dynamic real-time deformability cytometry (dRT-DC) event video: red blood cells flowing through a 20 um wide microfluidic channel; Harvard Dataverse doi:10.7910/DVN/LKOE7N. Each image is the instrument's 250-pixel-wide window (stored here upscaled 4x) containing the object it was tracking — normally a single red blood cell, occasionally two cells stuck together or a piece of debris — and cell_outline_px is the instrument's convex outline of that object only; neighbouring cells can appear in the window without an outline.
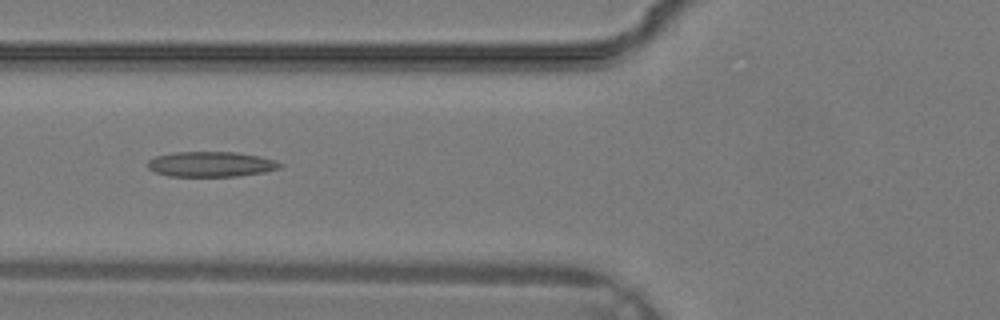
{"species": "common noctule bat (a hibernating species)", "species_latin": "Nyctalus noctula", "temperature_condition": "warm", "stored_images_in_passage": 35, "camera_frame_rate_fps": 3000, "um_per_image_px": 0.085, "animal": {"sex": "male", "body_mass_g": 19.2, "forearm_length_mm": 51.8}, "frame": {"image": 1, "passage_image": 14, "time_ms": 4.333, "image_size_px": [1000, 320], "cell_outline_px": [[284, 164], [280, 168], [264, 172], [236, 176], [168, 176], [156, 172], [148, 168], [148, 160], [156, 156], [176, 152], [236, 152], [260, 156], [276, 160]], "centroid_in_image_um": [17.96, 13.95], "position_along_channel_um": 107.8, "area_um2": 19.42}}
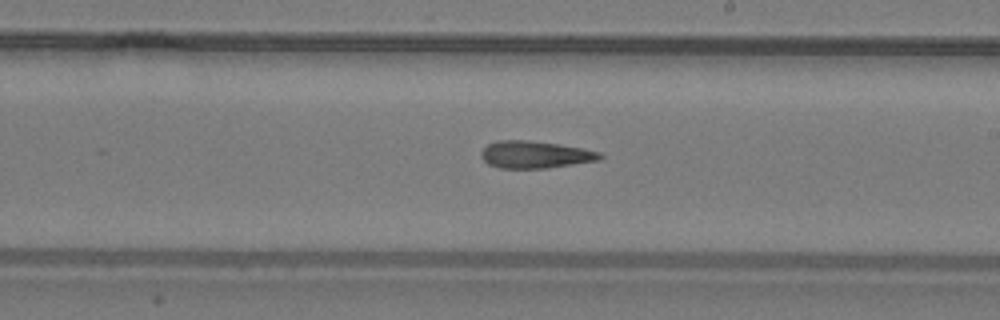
{"frame": {"image": 2, "passage_image": 21, "time_ms": 6.667, "image_size_px": [1000, 320], "cell_outline_px": [[604, 156], [600, 160], [544, 168], [500, 168], [488, 164], [480, 156], [480, 152], [488, 144], [496, 140], [524, 140], [560, 144], [584, 148], [600, 152]], "centroid_in_image_um": [45.48, 13.13], "position_along_channel_um": 243.5, "area_um2": 18.84}}
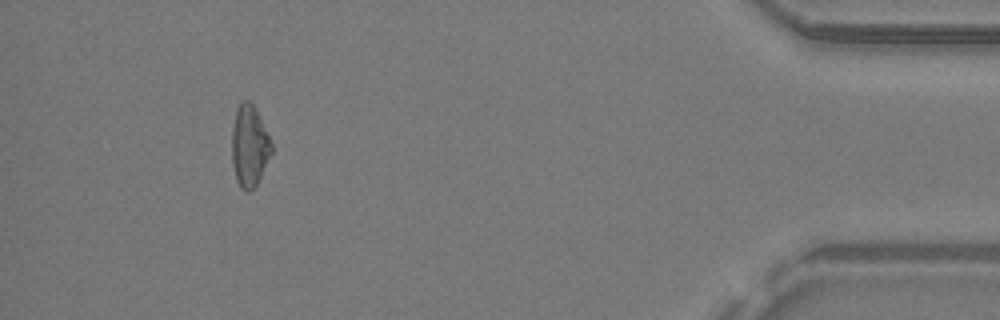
{"frame": {"image": 3, "passage_image": 33, "time_ms": 10.667, "image_size_px": [1000, 320], "cell_outline_px": [[272, 152], [256, 184], [248, 192], [240, 188], [236, 180], [232, 164], [232, 128], [236, 108], [244, 100], [248, 100], [252, 104], [272, 144]], "centroid_in_image_um": [21.16, 12.43], "position_along_channel_um": 414.0, "area_um2": 18.38}}